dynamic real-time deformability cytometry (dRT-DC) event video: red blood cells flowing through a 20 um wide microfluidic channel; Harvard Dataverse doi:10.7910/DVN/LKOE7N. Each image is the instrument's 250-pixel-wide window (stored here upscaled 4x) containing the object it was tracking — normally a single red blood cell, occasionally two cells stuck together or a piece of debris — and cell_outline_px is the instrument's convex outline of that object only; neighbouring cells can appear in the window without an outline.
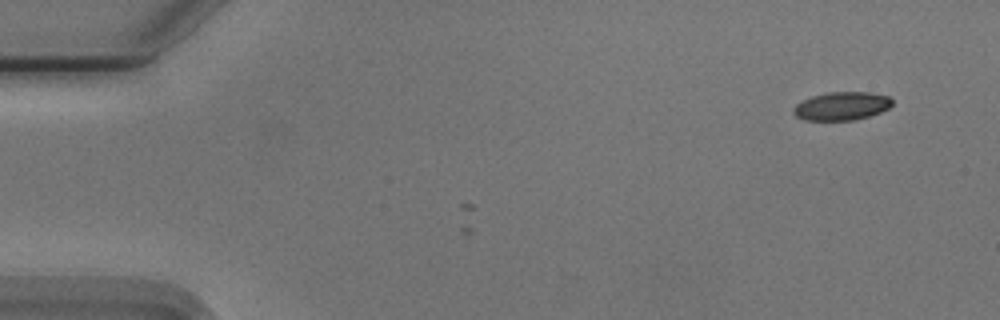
{"species": "Egyptian fruit bat (a non-hibernating species)", "species_latin": "Rousettus aegyptiacus", "temperature_condition": "cold", "stored_images_in_passage": 3, "camera_frame_rate_fps": 3000, "um_per_image_px": 0.085, "animal": {"sex": "male"}, "frame": {"image": 1, "passage_image": 3, "time_ms": 0.667, "image_size_px": [1000, 320], "cell_outline_px": [[892, 104], [888, 108], [880, 112], [868, 116], [852, 120], [804, 120], [796, 116], [792, 112], [792, 108], [796, 104], [812, 96], [828, 92], [868, 92], [888, 96], [892, 100]], "centroid_in_image_um": [71.51, 9.01], "position_along_channel_um": 13.5, "area_um2": 16.18}}